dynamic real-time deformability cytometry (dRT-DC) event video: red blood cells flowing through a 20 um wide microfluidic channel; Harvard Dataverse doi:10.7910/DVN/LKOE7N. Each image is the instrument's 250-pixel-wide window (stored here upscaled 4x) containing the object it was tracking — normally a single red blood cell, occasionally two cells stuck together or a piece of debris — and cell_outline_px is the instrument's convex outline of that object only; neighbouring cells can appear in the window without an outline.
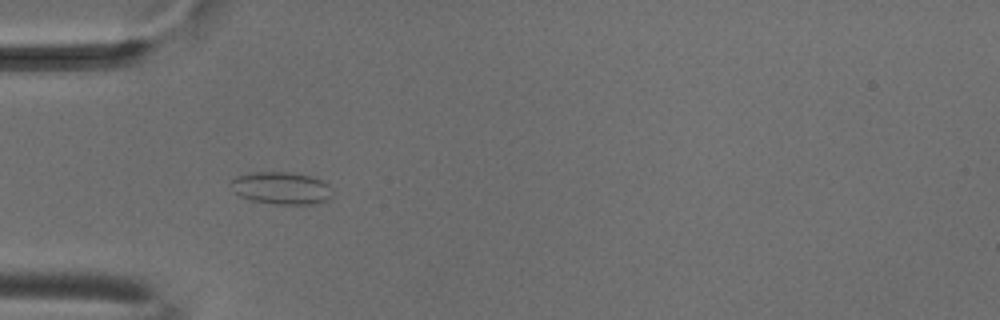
{"species": "common noctule bat (a hibernating species)", "species_latin": "Nyctalus noctula", "temperature_condition": "cold", "stored_images_in_passage": 52, "camera_frame_rate_fps": 3000, "um_per_image_px": 0.085, "animal": {"sex": "male", "body_mass_g": 18.8}, "frame": {"image": 1, "passage_image": 16, "time_ms": 5.0, "image_size_px": [1000, 320], "cell_outline_px": [[332, 196], [328, 200], [316, 204], [276, 204], [252, 200], [240, 196], [236, 192], [232, 180], [236, 176], [256, 172], [288, 172], [312, 176], [328, 184]], "centroid_in_image_um": [23.97, 15.99], "position_along_channel_um": 61.0, "area_um2": 18.84}}
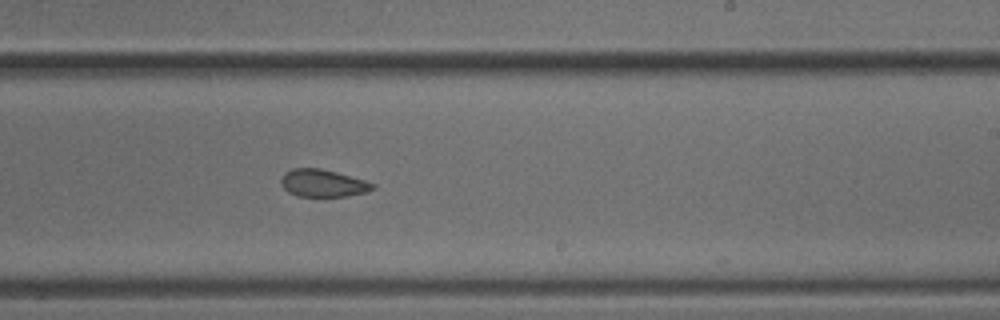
{"frame": {"image": 2, "passage_image": 32, "time_ms": 10.333, "image_size_px": [1000, 320], "cell_outline_px": [[376, 188], [364, 192], [344, 196], [296, 196], [288, 192], [280, 184], [280, 180], [284, 172], [292, 168], [320, 168], [336, 172], [364, 180], [376, 184]], "centroid_in_image_um": [27.41, 15.56], "position_along_channel_um": 261.6, "area_um2": 14.62}}
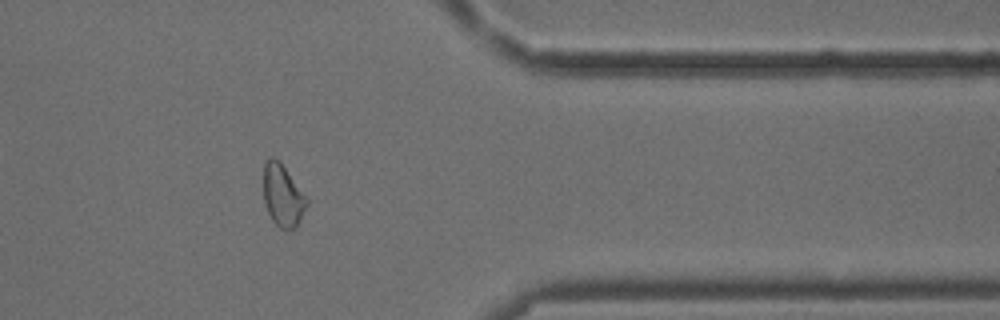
{"frame": {"image": 3, "passage_image": 43, "time_ms": 14.0, "image_size_px": [1000, 320], "cell_outline_px": [[308, 204], [296, 228], [288, 232], [280, 228], [272, 220], [264, 204], [264, 160], [268, 156], [272, 156], [280, 160], [308, 200]], "centroid_in_image_um": [24.02, 16.62], "position_along_channel_um": 387.4, "area_um2": 15.9}, "authors_computed_cell_mechanics": {"area_um2": 16.6175, "velocity_mm_per_s": 3.8063, "shape_relaxation_time_tau1_ms": null, "shape_relaxation_time_tau2_ms": 2.7375, "deformation_change_tau1": null, "deformation_change_tau2": 0.0766}}